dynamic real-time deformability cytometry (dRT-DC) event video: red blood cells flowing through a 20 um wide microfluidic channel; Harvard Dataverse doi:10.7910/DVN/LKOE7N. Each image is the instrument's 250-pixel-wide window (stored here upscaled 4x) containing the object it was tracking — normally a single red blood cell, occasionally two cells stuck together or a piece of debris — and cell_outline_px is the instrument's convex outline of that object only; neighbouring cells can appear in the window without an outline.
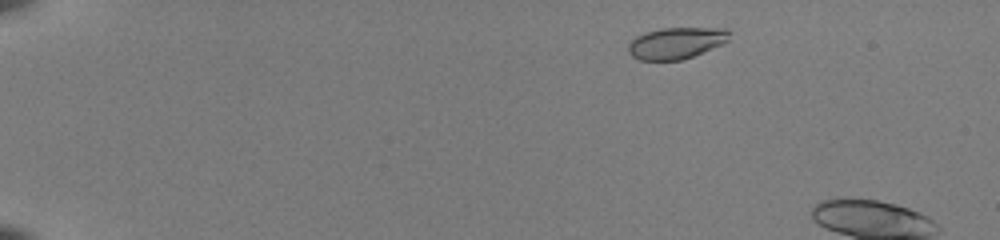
{"species": "common noctule bat (a hibernating species)", "species_latin": "Nyctalus noctula", "temperature_condition": "room temperature", "stored_images_in_passage": 9, "camera_frame_rate_fps": 3000, "um_per_image_px": 0.085, "animal": {"sex": "female", "body_mass_g": 22.0, "forearm_length_mm": 56.7}, "frame": {"image": 1, "passage_image": 4, "time_ms": 1.0, "image_size_px": [1000, 240], "cell_outline_px": [[732, 32], [728, 40], [724, 44], [692, 56], [680, 60], [640, 60], [632, 56], [628, 52], [628, 44], [636, 36], [644, 32], [660, 28], [724, 28]], "centroid_in_image_um": [57.48, 3.65], "position_along_channel_um": 27.5, "area_um2": 18.67}}